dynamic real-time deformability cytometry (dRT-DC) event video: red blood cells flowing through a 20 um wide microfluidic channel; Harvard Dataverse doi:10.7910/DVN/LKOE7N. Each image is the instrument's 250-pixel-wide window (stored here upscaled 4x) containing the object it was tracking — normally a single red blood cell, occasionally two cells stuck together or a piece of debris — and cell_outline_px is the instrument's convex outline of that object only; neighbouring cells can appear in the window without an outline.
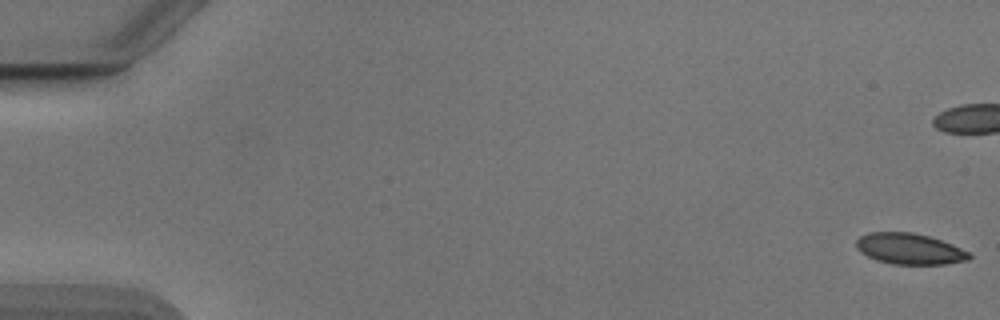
{"species": "Egyptian fruit bat (a non-hibernating species)", "species_latin": "Rousettus aegyptiacus", "temperature_condition": "cold", "stored_images_in_passage": 19, "camera_frame_rate_fps": 3000, "um_per_image_px": 0.085, "animal": {"sex": "male"}, "frame": {"image": 1, "passage_image": 1, "time_ms": 0.0, "image_size_px": [1000, 320], "cell_outline_px": [[972, 256], [968, 260], [944, 264], [892, 264], [876, 260], [860, 252], [856, 248], [856, 240], [860, 236], [868, 232], [912, 232], [928, 236], [952, 244], [972, 252]], "centroid_in_image_um": [77.32, 21.15], "position_along_channel_um": 7.7, "area_um2": 20.52}}